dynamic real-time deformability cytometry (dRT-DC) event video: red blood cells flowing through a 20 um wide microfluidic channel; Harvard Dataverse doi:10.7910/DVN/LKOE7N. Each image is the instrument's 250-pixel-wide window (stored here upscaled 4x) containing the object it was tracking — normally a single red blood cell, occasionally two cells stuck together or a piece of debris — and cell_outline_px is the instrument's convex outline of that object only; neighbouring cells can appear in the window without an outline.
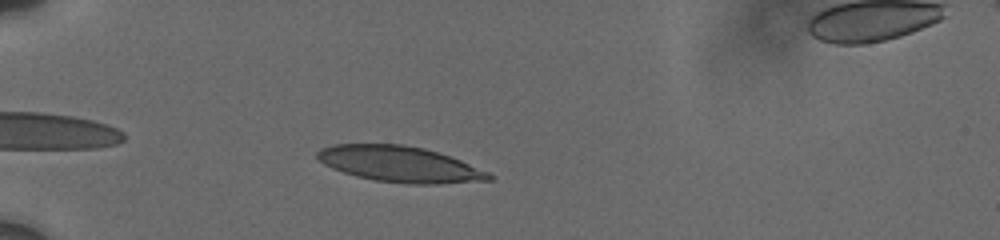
{"species": "human", "species_latin": "Homo sapiens", "temperature_condition": "cold", "stored_images_in_passage": 9, "camera_frame_rate_fps": 3000, "um_per_image_px": 0.085, "donor": {"sex": "male"}, "frame": {"image": 1, "passage_image": 2, "time_ms": 1.0, "image_size_px": [1000, 240], "cell_outline_px": [[496, 176], [492, 180], [440, 184], [408, 184], [376, 180], [356, 176], [332, 168], [324, 164], [316, 156], [316, 152], [320, 148], [336, 144], [404, 144], [424, 148], [460, 160], [488, 172]], "centroid_in_image_um": [33.99, 13.96], "position_along_channel_um": 51.0, "area_um2": 35.78}}
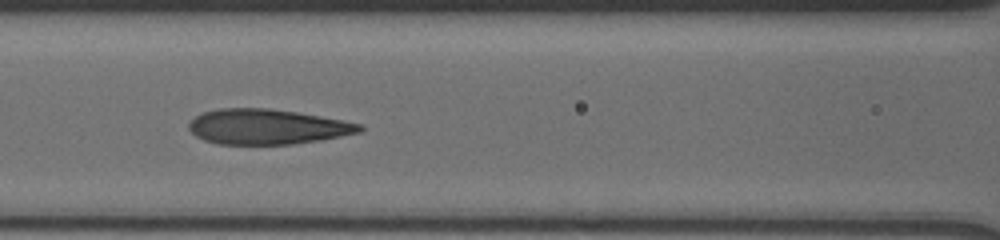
{"frame": {"image": 2, "passage_image": 6, "time_ms": 4.333, "image_size_px": [1000, 240], "cell_outline_px": [[364, 128], [360, 132], [320, 140], [292, 144], [216, 144], [204, 140], [196, 136], [188, 128], [188, 124], [196, 116], [204, 112], [220, 108], [268, 108], [296, 112], [320, 116], [364, 124]], "centroid_in_image_um": [22.71, 10.77], "position_along_channel_um": 143.9, "area_um2": 34.91}}
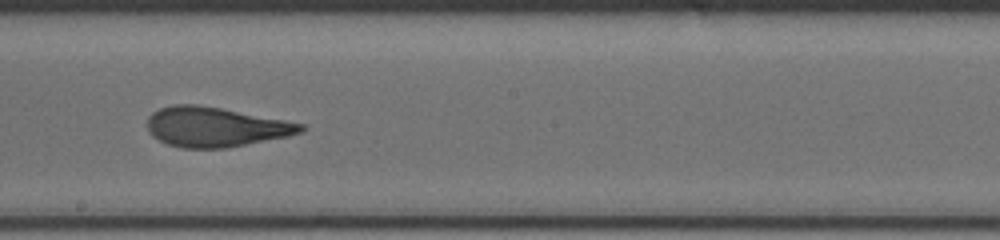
{"frame": {"image": 3, "passage_image": 8, "time_ms": 6.667, "image_size_px": [1000, 240], "cell_outline_px": [[304, 128], [300, 132], [288, 136], [224, 148], [180, 148], [168, 144], [152, 136], [148, 132], [148, 116], [152, 112], [160, 108], [176, 104], [196, 104], [220, 108], [284, 120], [304, 124]], "centroid_in_image_um": [18.25, 10.79], "position_along_channel_um": 229.9, "area_um2": 35.14}}